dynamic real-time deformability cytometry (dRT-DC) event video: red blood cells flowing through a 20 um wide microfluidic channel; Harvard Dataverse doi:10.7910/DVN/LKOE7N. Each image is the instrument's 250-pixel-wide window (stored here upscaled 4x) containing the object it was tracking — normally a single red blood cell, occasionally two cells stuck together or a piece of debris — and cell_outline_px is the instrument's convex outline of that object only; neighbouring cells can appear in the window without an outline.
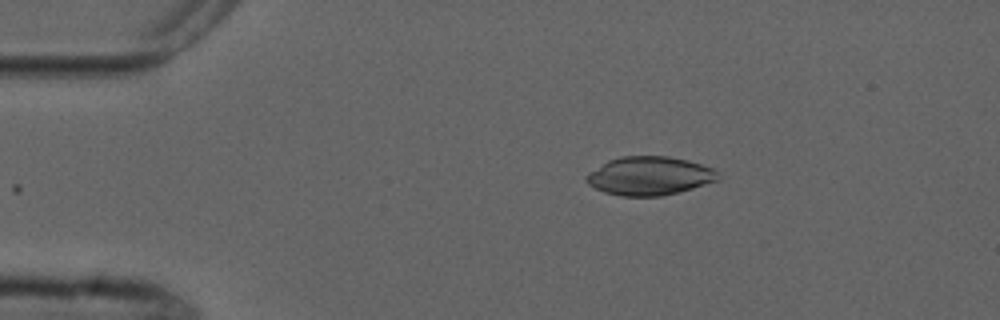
{"species": "common noctule bat (a hibernating species)", "species_latin": "Nyctalus noctula", "temperature_condition": "cold", "stored_images_in_passage": 2, "camera_frame_rate_fps": 3000, "um_per_image_px": 0.085, "animal": {"sex": "male", "forearm_length_mm": 52.5}, "frame": {"image": 1, "passage_image": 2, "time_ms": 1.0, "image_size_px": [1000, 320], "cell_outline_px": [[720, 180], [680, 192], [660, 196], [620, 196], [604, 192], [588, 184], [584, 180], [584, 176], [588, 172], [608, 160], [620, 156], [668, 156], [688, 160], [712, 168], [716, 172]], "centroid_in_image_um": [55.18, 14.95], "position_along_channel_um": 29.8, "area_um2": 29.77}}